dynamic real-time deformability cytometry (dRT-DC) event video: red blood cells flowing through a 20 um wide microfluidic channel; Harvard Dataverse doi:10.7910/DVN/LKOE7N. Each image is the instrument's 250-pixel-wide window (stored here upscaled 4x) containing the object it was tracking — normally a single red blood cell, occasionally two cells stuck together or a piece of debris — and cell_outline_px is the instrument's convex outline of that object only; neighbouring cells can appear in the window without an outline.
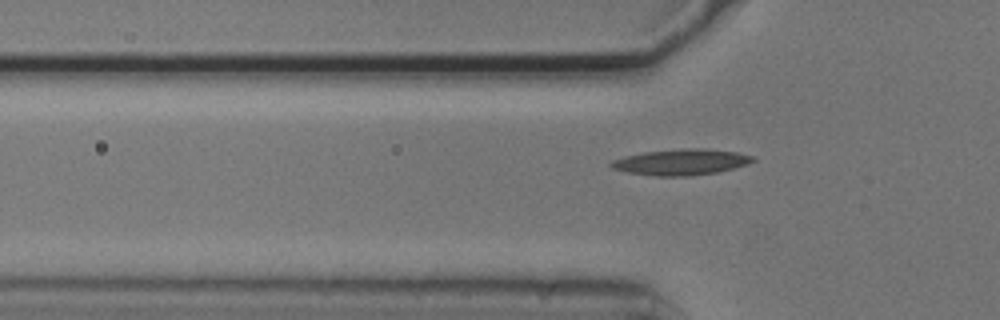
{"species": "common noctule bat (a hibernating species)", "species_latin": "Nyctalus noctula", "temperature_condition": "cold", "stored_images_in_passage": 3, "camera_frame_rate_fps": 3000, "um_per_image_px": 0.085, "animal": {"sex": "male", "body_mass_g": 20.5, "forearm_length_mm": 52.5}, "frame": {"image": 1, "passage_image": 3, "time_ms": 0.667, "image_size_px": [1000, 320], "cell_outline_px": [[756, 160], [748, 164], [716, 172], [688, 176], [656, 176], [628, 172], [612, 168], [608, 164], [612, 160], [624, 156], [644, 152], [680, 148], [704, 148], [736, 152], [756, 156]], "centroid_in_image_um": [57.9, 13.76], "position_along_channel_um": 67.9, "area_um2": 21.5}}